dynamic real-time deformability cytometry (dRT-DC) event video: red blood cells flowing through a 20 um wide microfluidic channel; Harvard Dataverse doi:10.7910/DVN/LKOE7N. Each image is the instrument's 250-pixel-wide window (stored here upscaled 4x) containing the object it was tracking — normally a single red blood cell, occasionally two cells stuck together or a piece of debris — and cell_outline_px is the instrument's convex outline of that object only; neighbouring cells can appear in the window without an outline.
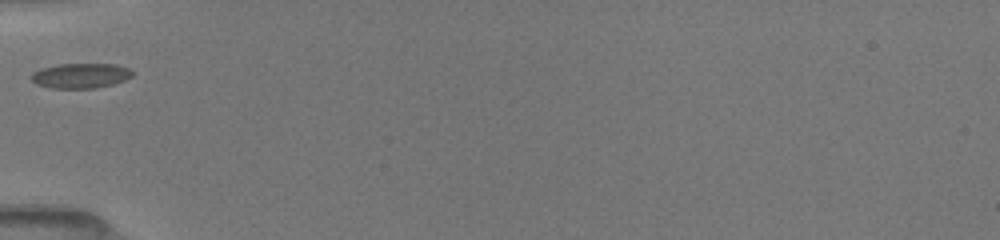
{"species": "common noctule bat (a hibernating species)", "species_latin": "Nyctalus noctula", "temperature_condition": "room temperature", "stored_images_in_passage": 12, "camera_frame_rate_fps": 3000, "um_per_image_px": 0.085, "animal": {"sex": "female", "body_mass_g": 19.5, "forearm_length_mm": 54.1}, "frame": {"image": 1, "passage_image": 1, "time_ms": 0.0, "image_size_px": [1000, 240], "cell_outline_px": [[132, 76], [124, 80], [112, 84], [96, 88], [48, 88], [36, 84], [28, 76], [32, 72], [40, 68], [60, 64], [116, 64], [128, 68], [132, 72]], "centroid_in_image_um": [6.79, 6.43], "position_along_channel_um": 78.2, "area_um2": 14.8}}
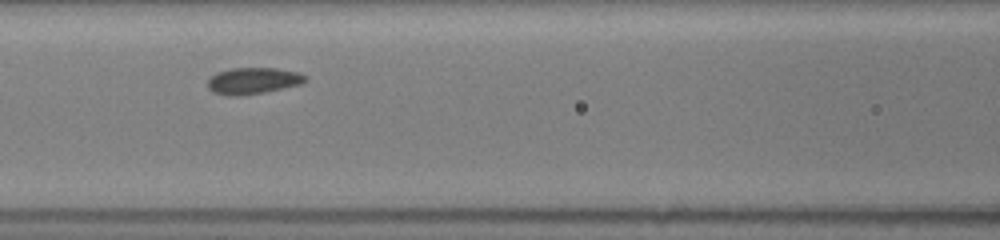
{"frame": {"image": 2, "passage_image": 6, "time_ms": 1.667, "image_size_px": [1000, 240], "cell_outline_px": [[308, 80], [300, 84], [264, 92], [240, 96], [228, 96], [212, 92], [208, 88], [208, 80], [216, 72], [232, 68], [276, 68], [300, 72], [308, 76]], "centroid_in_image_um": [21.52, 6.86], "position_along_channel_um": 145.1, "area_um2": 15.2}}
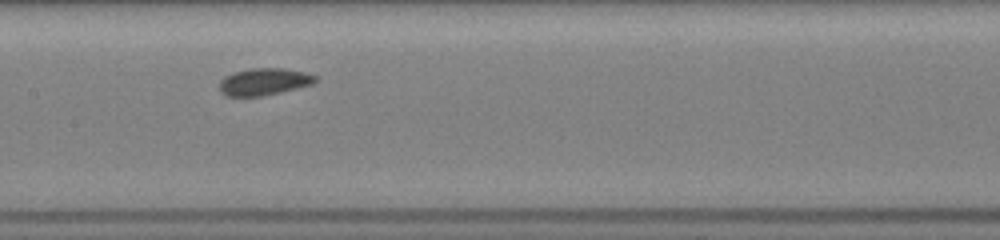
{"frame": {"image": 3, "passage_image": 9, "time_ms": 2.667, "image_size_px": [1000, 240], "cell_outline_px": [[316, 80], [312, 84], [264, 96], [224, 96], [220, 92], [220, 80], [224, 76], [232, 72], [248, 68], [284, 68], [304, 72], [316, 76]], "centroid_in_image_um": [22.39, 6.94], "position_along_channel_um": 185.0, "area_um2": 15.2}}